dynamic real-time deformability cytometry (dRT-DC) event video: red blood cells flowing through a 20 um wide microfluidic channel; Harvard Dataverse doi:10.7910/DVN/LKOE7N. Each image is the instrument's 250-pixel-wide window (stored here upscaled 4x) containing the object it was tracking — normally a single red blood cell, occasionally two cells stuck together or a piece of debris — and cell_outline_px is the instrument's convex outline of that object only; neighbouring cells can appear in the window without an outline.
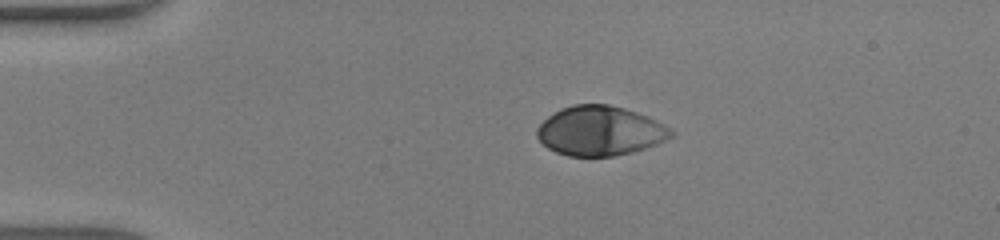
{"species": "human", "species_latin": "Homo sapiens", "temperature_condition": "warm", "stored_images_in_passage": 39, "camera_frame_rate_fps": 3000, "um_per_image_px": 0.085, "donor": {"sex": "male"}, "frame": {"image": 1, "passage_image": 1, "time_ms": 0.0, "image_size_px": [1000, 240], "cell_outline_px": [[676, 136], [656, 144], [632, 152], [612, 156], [568, 156], [556, 152], [548, 148], [536, 136], [536, 128], [548, 116], [560, 108], [572, 104], [608, 104], [624, 108], [648, 116], [664, 124], [676, 132]], "centroid_in_image_um": [51.02, 11.12], "position_along_channel_um": 34.0, "area_um2": 38.9}}
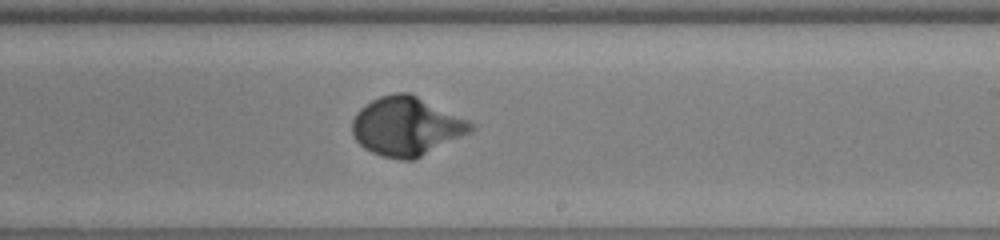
{"frame": {"image": 2, "passage_image": 20, "time_ms": 6.333, "image_size_px": [1000, 240], "cell_outline_px": [[476, 128], [472, 132], [412, 160], [400, 160], [380, 156], [364, 148], [356, 140], [352, 132], [352, 120], [356, 112], [360, 108], [372, 100], [380, 96], [396, 92], [408, 92], [468, 120], [476, 124]], "centroid_in_image_um": [34.54, 10.74], "position_along_channel_um": 254.5, "area_um2": 40.52}}
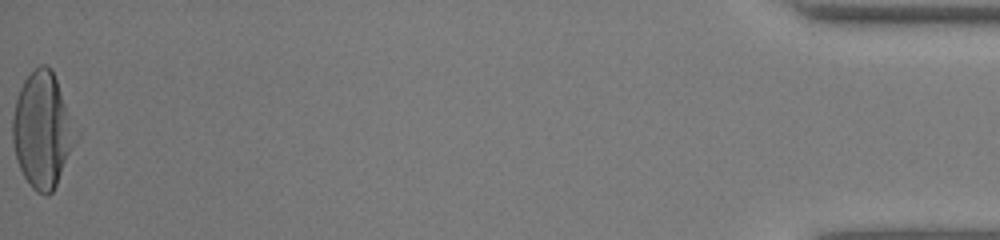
{"frame": {"image": 3, "passage_image": 39, "time_ms": 12.667, "image_size_px": [1000, 240], "cell_outline_px": [[80, 136], [52, 192], [48, 196], [44, 196], [36, 192], [32, 188], [24, 176], [16, 160], [12, 140], [12, 116], [16, 100], [20, 88], [24, 80], [40, 64], [44, 64], [52, 72], [56, 80], [80, 132]], "centroid_in_image_um": [3.63, 11.1], "position_along_channel_um": 431.6, "area_um2": 42.77}, "authors_computed_cell_mechanics": {"area_um2": 38.726, "velocity_mm_per_s": 4.3244, "shape_relaxation_time_tau1_ms": 2.6965, "shape_relaxation_time_tau2_ms": null, "deformation_change_tau1": 0.2026, "deformation_change_tau2": null}}